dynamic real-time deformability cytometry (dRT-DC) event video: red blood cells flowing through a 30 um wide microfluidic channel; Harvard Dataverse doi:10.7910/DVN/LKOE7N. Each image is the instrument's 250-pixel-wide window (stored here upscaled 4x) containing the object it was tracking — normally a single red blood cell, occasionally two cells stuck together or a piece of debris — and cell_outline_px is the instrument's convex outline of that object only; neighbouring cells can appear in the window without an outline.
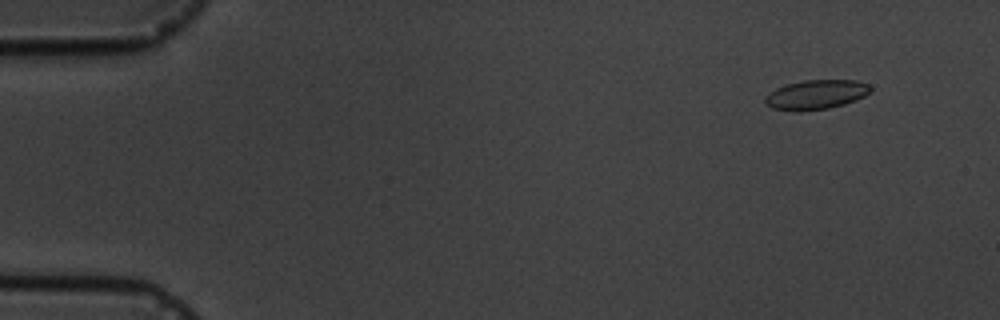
{"species": "common noctule bat (a hibernating species)", "species_latin": "Nyctalus noctula", "temperature_condition": "cold", "stored_images_in_passage": 12, "camera_frame_rate_fps": 3000, "um_per_image_px": 0.085, "animal": {"sex": "male", "body_mass_g": 19.5, "forearm_length_mm": 54.6}, "frame": {"image": 1, "passage_image": 2, "time_ms": 1.0, "image_size_px": [1000, 320], "cell_outline_px": [[872, 92], [856, 100], [844, 104], [828, 108], [800, 112], [796, 112], [772, 108], [764, 100], [764, 96], [768, 92], [784, 84], [804, 80], [856, 80], [868, 84], [872, 88]], "centroid_in_image_um": [69.35, 8.04], "position_along_channel_um": 15.7, "area_um2": 18.38}}
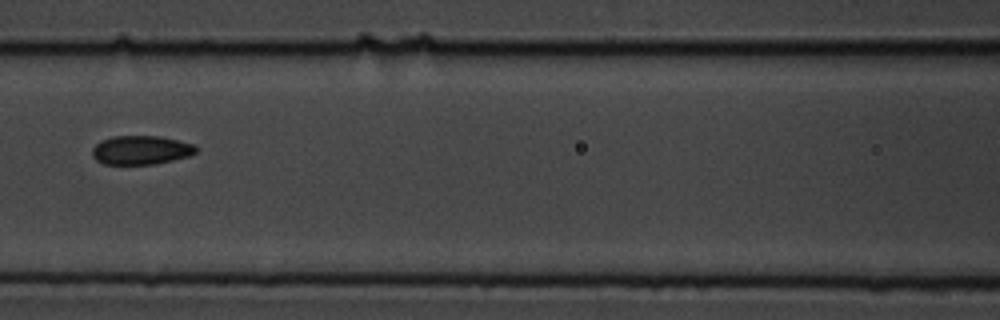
{"frame": {"image": 2, "passage_image": 8, "time_ms": 8.0, "image_size_px": [1000, 320], "cell_outline_px": [[196, 152], [188, 156], [156, 164], [104, 164], [96, 160], [92, 156], [92, 148], [100, 140], [112, 136], [160, 136], [192, 144], [196, 148]], "centroid_in_image_um": [11.93, 12.75], "position_along_channel_um": 154.7, "area_um2": 17.4}}
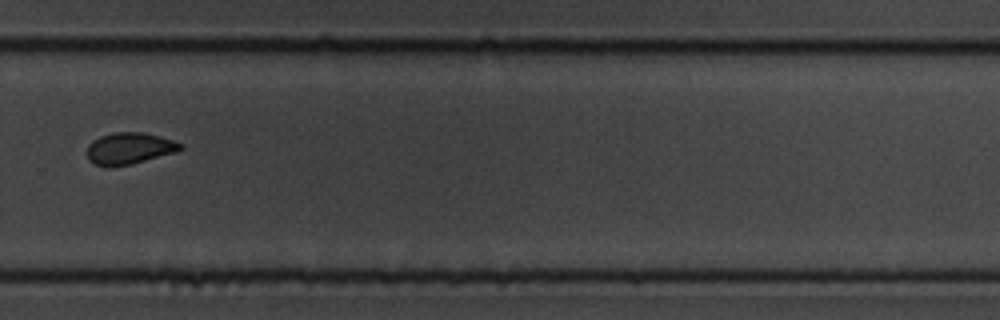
{"frame": {"image": 3, "passage_image": 12, "time_ms": 12.667, "image_size_px": [1000, 320], "cell_outline_px": [[184, 148], [176, 152], [132, 164], [108, 168], [96, 164], [88, 160], [88, 144], [92, 140], [100, 136], [116, 132], [144, 132], [172, 140], [184, 144]], "centroid_in_image_um": [11.0, 12.62], "position_along_channel_um": 318.8, "area_um2": 17.34}}